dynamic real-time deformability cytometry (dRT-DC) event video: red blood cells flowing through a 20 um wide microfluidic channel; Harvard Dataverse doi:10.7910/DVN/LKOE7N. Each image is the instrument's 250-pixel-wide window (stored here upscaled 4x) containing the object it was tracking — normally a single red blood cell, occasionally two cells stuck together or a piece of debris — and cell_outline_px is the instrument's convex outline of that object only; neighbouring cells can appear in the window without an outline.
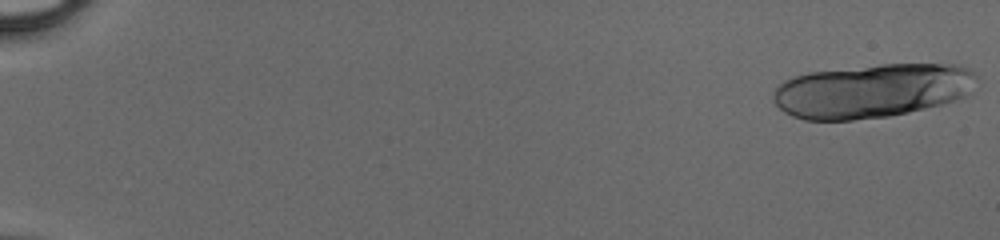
{"species": "human", "species_latin": "Homo sapiens", "temperature_condition": "cold", "stored_images_in_passage": 17, "camera_frame_rate_fps": 3000, "um_per_image_px": 0.085, "donor": {"sex": "male"}, "frame": {"image": 1, "passage_image": 1, "time_ms": 0.0, "image_size_px": [1000, 240], "cell_outline_px": [[976, 76], [964, 96], [956, 100], [908, 112], [888, 116], [852, 120], [804, 120], [792, 116], [784, 112], [772, 100], [772, 92], [784, 80], [808, 72], [880, 64], [956, 64], [968, 68]], "centroid_in_image_um": [74.05, 7.71], "position_along_channel_um": 10.9, "area_um2": 63.64}}